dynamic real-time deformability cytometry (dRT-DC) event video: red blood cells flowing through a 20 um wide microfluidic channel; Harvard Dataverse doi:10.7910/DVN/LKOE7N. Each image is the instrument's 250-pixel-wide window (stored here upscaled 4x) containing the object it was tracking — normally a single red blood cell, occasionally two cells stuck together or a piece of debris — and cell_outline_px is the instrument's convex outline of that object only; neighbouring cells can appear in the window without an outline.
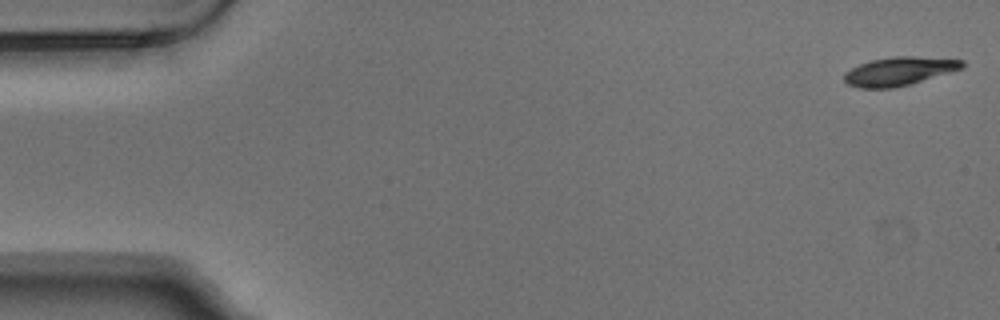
{"species": "Egyptian fruit bat (a non-hibernating species)", "species_latin": "Rousettus aegyptiacus", "temperature_condition": "warm", "stored_images_in_passage": 6, "segment_of_instrument_passage": [1, 2], "camera_frame_rate_fps": 3000, "um_per_image_px": 0.085, "animal": {"sex": "male"}, "frame": {"image": 1, "passage_image": 1, "time_ms": 0.0, "image_size_px": [1000, 320], "cell_outline_px": [[964, 68], [908, 84], [892, 88], [860, 88], [848, 84], [844, 80], [844, 72], [860, 64], [872, 60], [892, 56], [912, 56], [964, 60]], "centroid_in_image_um": [76.41, 6.05], "position_along_channel_um": 8.6, "area_um2": 19.36}}